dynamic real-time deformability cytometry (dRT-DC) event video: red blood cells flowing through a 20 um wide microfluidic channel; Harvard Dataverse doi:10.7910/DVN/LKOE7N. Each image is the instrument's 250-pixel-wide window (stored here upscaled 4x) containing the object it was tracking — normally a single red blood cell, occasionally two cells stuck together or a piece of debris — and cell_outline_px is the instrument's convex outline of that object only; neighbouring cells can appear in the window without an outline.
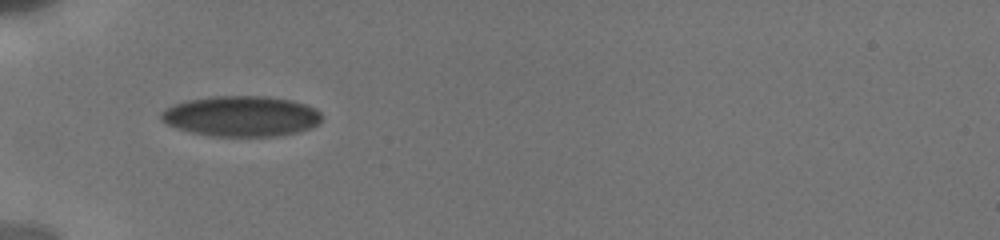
{"species": "human", "species_latin": "Homo sapiens", "temperature_condition": "cold", "stored_images_in_passage": 10, "camera_frame_rate_fps": 3000, "um_per_image_px": 0.085, "donor": {"sex": "male"}, "frame": {"image": 1, "passage_image": 1, "time_ms": 0.0, "image_size_px": [1000, 240], "cell_outline_px": [[324, 116], [320, 124], [296, 132], [276, 136], [208, 136], [176, 128], [160, 120], [160, 112], [164, 108], [188, 100], [212, 96], [268, 96], [292, 100], [316, 108]], "centroid_in_image_um": [20.52, 9.87], "position_along_channel_um": 64.5, "area_um2": 38.15}}
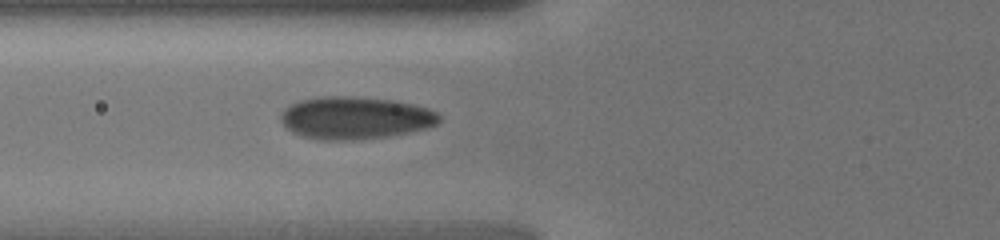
{"frame": {"image": 2, "passage_image": 7, "time_ms": 1.0, "image_size_px": [1000, 240], "cell_outline_px": [[440, 120], [436, 124], [424, 128], [408, 132], [388, 136], [360, 140], [320, 140], [300, 136], [292, 132], [280, 120], [280, 112], [284, 108], [300, 100], [320, 96], [348, 96], [392, 100], [412, 104], [428, 108], [436, 112], [440, 116]], "centroid_in_image_um": [30.14, 10.02], "position_along_channel_um": 95.7, "area_um2": 39.25}}